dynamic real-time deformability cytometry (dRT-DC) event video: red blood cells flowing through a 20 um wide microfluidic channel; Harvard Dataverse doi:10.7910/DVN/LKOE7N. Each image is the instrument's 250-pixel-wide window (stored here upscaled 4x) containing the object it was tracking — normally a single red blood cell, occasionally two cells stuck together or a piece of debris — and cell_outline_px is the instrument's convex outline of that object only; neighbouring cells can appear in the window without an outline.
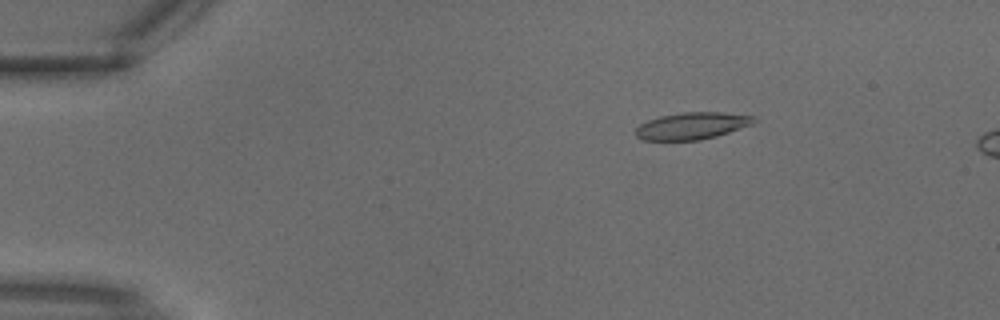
{"species": "common noctule bat (a hibernating species)", "species_latin": "Nyctalus noctula", "temperature_condition": "warm", "stored_images_in_passage": 2, "camera_frame_rate_fps": 3000, "um_per_image_px": 0.085, "animal": {"sex": "male", "body_mass_g": 18.8}, "frame": {"image": 1, "passage_image": 2, "time_ms": 0.333, "image_size_px": [1000, 320], "cell_outline_px": [[756, 120], [752, 124], [716, 136], [700, 140], [640, 140], [636, 136], [636, 128], [640, 124], [648, 120], [660, 116], [684, 112], [720, 112], [752, 116]], "centroid_in_image_um": [58.77, 10.7], "position_along_channel_um": 26.2, "area_um2": 18.38}}